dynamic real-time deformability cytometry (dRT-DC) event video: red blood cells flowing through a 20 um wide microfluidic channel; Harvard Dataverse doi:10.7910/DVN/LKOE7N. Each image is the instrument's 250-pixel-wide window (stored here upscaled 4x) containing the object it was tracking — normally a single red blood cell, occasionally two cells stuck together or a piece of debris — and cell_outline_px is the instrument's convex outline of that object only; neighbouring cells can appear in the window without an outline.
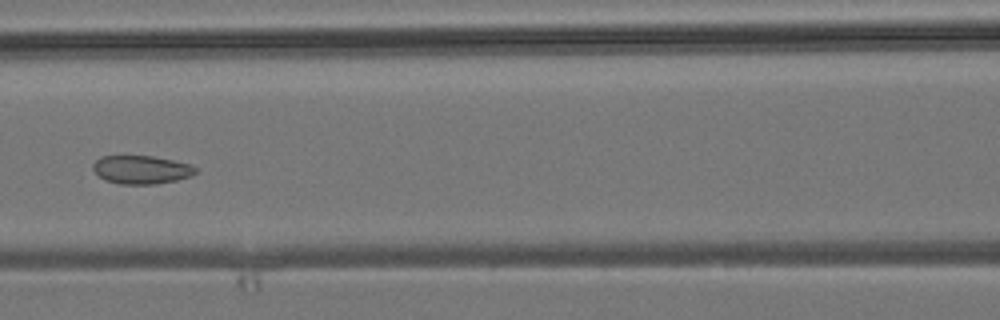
{"species": "common noctule bat (a hibernating species)", "species_latin": "Nyctalus noctula", "temperature_condition": "room temperature", "stored_images_in_passage": 7, "camera_frame_rate_fps": 3000, "um_per_image_px": 0.085, "animal": {"sex": "male", "body_mass_g": 19.2, "forearm_length_mm": 51.8}, "frame": {"image": 1, "passage_image": 6, "time_ms": 6.667, "image_size_px": [1000, 320], "cell_outline_px": [[196, 172], [192, 176], [176, 180], [156, 184], [120, 184], [104, 180], [92, 168], [92, 164], [100, 156], [152, 156], [192, 164], [196, 168]], "centroid_in_image_um": [12.02, 14.42], "position_along_channel_um": 154.6, "area_um2": 16.99}}